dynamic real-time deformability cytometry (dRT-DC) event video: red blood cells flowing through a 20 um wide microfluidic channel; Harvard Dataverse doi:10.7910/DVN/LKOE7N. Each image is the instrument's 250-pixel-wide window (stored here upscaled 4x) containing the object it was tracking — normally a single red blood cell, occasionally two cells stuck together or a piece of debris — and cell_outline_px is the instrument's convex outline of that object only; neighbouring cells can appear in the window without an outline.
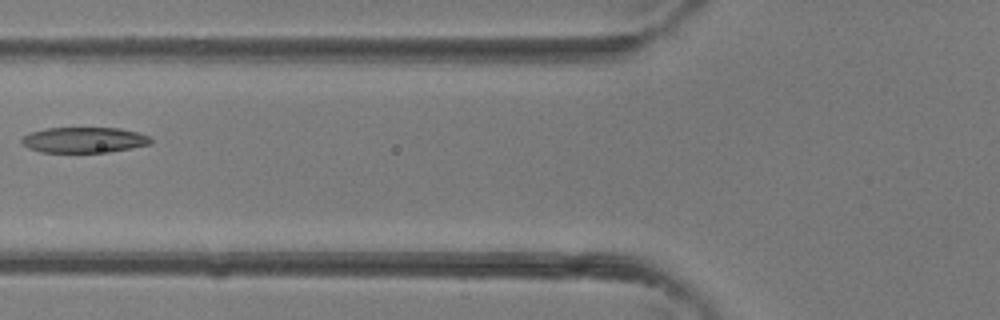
{"species": "common noctule bat (a hibernating species)", "species_latin": "Nyctalus noctula", "temperature_condition": "room temperature", "stored_images_in_passage": 5, "camera_frame_rate_fps": 3000, "um_per_image_px": 0.085, "animal": {"sex": "female"}, "frame": {"image": 1, "passage_image": 5, "time_ms": 1.333, "image_size_px": [1000, 320], "cell_outline_px": [[152, 140], [148, 144], [132, 148], [108, 152], [40, 152], [28, 148], [20, 140], [24, 136], [32, 132], [44, 128], [120, 128], [136, 132], [148, 136]], "centroid_in_image_um": [7.12, 11.89], "position_along_channel_um": 118.7, "area_um2": 19.07}}